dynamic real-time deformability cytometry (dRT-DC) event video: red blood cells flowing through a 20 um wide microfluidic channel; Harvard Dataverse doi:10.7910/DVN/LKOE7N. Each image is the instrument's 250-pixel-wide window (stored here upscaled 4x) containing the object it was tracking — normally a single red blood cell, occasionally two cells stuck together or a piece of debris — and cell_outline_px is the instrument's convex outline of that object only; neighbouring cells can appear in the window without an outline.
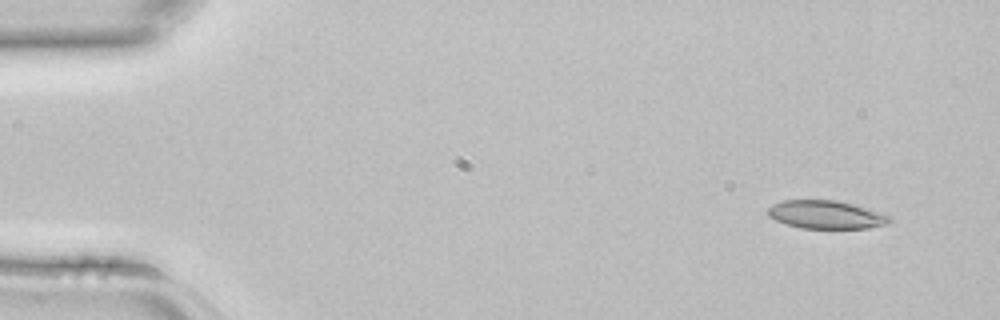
{"species": "common noctule bat (a hibernating species)", "species_latin": "Nyctalus noctula", "temperature_condition": "room temperature", "stored_images_in_passage": 4, "segment_of_instrument_passage": [1, 2], "camera_frame_rate_fps": 3000, "um_per_image_px": 0.085, "animal": {"sex": "female", "body_mass_g": 22.7, "forearm_length_mm": 54.2}, "frame": {"image": 1, "passage_image": 1, "time_ms": 0.0, "image_size_px": [1000, 320], "cell_outline_px": [[892, 220], [888, 224], [868, 228], [800, 228], [784, 224], [768, 216], [768, 208], [772, 204], [784, 200], [840, 200], [880, 212], [892, 216]], "centroid_in_image_um": [70.23, 18.24], "position_along_channel_um": 14.8, "area_um2": 20.17}}